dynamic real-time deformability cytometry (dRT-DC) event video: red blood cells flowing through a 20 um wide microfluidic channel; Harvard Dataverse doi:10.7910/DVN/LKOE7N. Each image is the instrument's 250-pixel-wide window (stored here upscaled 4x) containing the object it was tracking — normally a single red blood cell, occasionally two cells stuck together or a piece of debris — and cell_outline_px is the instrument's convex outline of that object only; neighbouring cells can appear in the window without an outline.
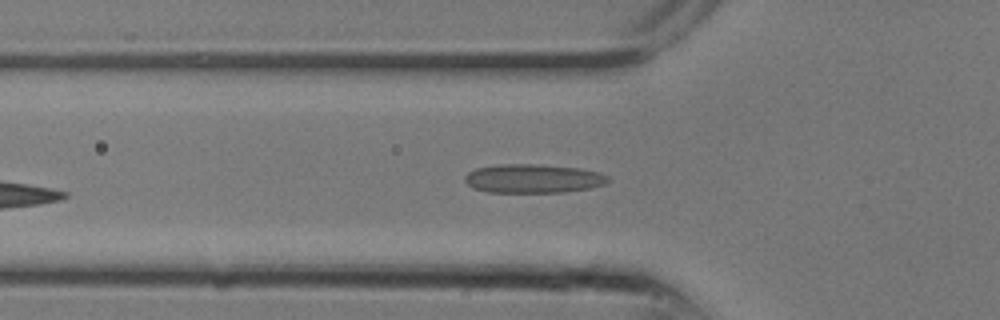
{"species": "common noctule bat (a hibernating species)", "species_latin": "Nyctalus noctula", "temperature_condition": "room temperature", "stored_images_in_passage": 3, "camera_frame_rate_fps": 3000, "um_per_image_px": 0.085, "animal": {"sex": "male", "body_mass_g": 13.3}, "frame": {"image": 1, "passage_image": 3, "time_ms": 0.667, "image_size_px": [1000, 320], "cell_outline_px": [[608, 180], [604, 184], [588, 188], [564, 192], [488, 192], [472, 188], [464, 180], [464, 176], [468, 172], [476, 168], [500, 164], [536, 164], [580, 168], [600, 172], [608, 176]], "centroid_in_image_um": [45.29, 15.17], "position_along_channel_um": 80.5, "area_um2": 24.04}}